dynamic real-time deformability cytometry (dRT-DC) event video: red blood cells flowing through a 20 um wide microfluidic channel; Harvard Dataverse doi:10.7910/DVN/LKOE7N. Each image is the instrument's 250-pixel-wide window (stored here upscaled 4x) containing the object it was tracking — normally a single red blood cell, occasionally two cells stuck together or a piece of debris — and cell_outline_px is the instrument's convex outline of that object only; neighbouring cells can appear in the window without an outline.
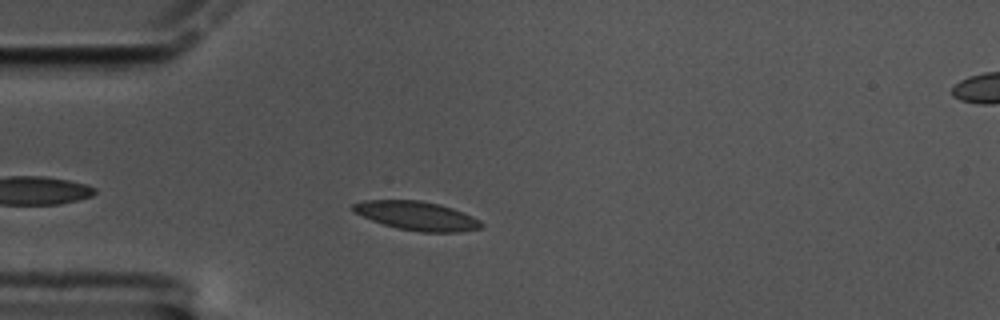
{"species": "common noctule bat (a hibernating species)", "species_latin": "Nyctalus noctula", "temperature_condition": "cold", "stored_images_in_passage": 41, "camera_frame_rate_fps": 3000, "um_per_image_px": 0.085, "animal": {"sex": "male", "body_mass_g": 17.5, "forearm_length_mm": 52.3}, "frame": {"image": 1, "passage_image": 6, "time_ms": 1.667, "image_size_px": [1000, 320], "cell_outline_px": [[484, 228], [460, 232], [420, 232], [396, 228], [372, 220], [352, 212], [348, 208], [352, 204], [364, 200], [420, 200], [440, 204], [452, 208], [472, 216], [480, 220], [484, 224]], "centroid_in_image_um": [35.41, 18.34], "position_along_channel_um": 49.6, "area_um2": 21.85}}
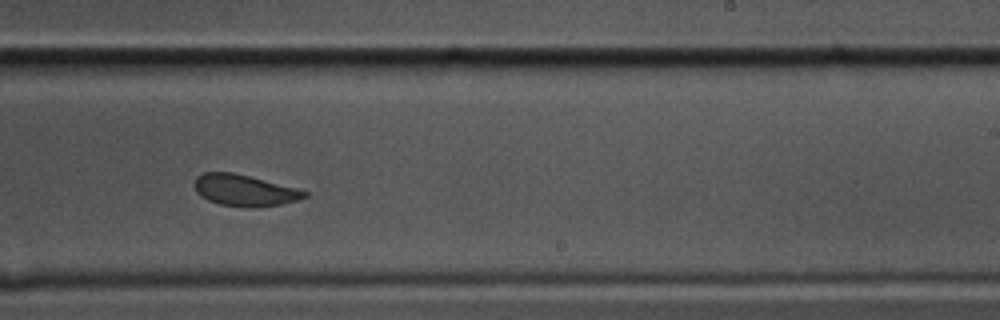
{"frame": {"image": 2, "passage_image": 27, "time_ms": 8.667, "image_size_px": [1000, 320], "cell_outline_px": [[308, 196], [296, 200], [280, 204], [252, 208], [248, 208], [220, 204], [208, 200], [200, 196], [196, 192], [192, 184], [196, 176], [204, 172], [232, 172], [296, 188], [308, 192]], "centroid_in_image_um": [20.71, 16.18], "position_along_channel_um": 268.3, "area_um2": 20.11}}
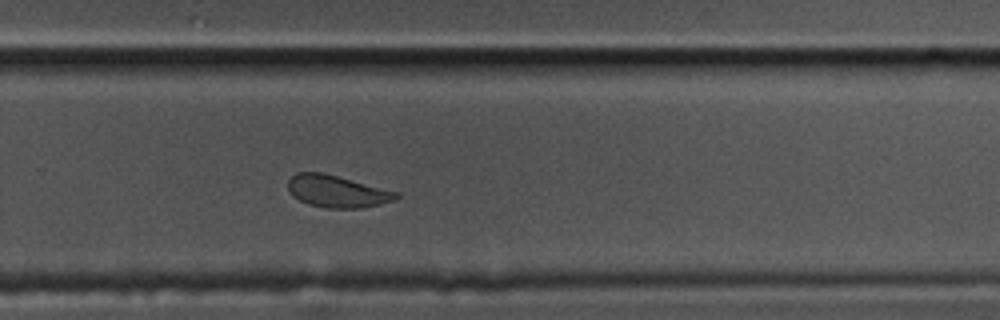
{"frame": {"image": 3, "passage_image": 30, "time_ms": 9.667, "image_size_px": [1000, 320], "cell_outline_px": [[400, 196], [392, 200], [380, 204], [360, 208], [328, 208], [308, 204], [292, 196], [288, 188], [288, 180], [296, 172], [324, 172], [400, 192]], "centroid_in_image_um": [28.65, 16.25], "position_along_channel_um": 301.2, "area_um2": 20.35}, "authors_computed_cell_mechanics": {"area_um2": 20.8658, "velocity_mm_per_s": 3.2966, "shape_relaxation_time_tau1_ms": 4.2524, "shape_relaxation_time_tau2_ms": 1.897, "deformation_change_tau1": 0.0958, "deformation_change_tau2": 0.0434}}